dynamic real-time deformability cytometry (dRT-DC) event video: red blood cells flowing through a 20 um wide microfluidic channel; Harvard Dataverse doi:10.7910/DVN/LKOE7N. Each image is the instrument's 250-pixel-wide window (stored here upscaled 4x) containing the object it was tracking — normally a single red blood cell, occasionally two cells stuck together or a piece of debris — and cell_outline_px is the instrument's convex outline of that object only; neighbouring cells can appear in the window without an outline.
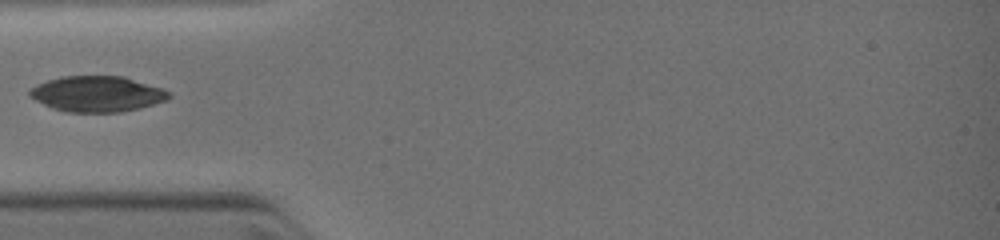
{"species": "common noctule bat (a hibernating species)", "species_latin": "Nyctalus noctula", "temperature_condition": "warm", "stored_images_in_passage": 3, "camera_frame_rate_fps": 3000, "um_per_image_px": 0.085, "animal": {"sex": "female", "body_mass_g": 19.0, "forearm_length_mm": 51.5}, "frame": {"image": 1, "passage_image": 1, "time_ms": 0.0, "image_size_px": [1000, 240], "cell_outline_px": [[172, 96], [168, 100], [120, 112], [68, 112], [44, 104], [28, 96], [28, 92], [36, 84], [48, 80], [64, 76], [124, 76], [172, 92]], "centroid_in_image_um": [8.26, 7.97], "position_along_channel_um": 76.7, "area_um2": 28.67}}
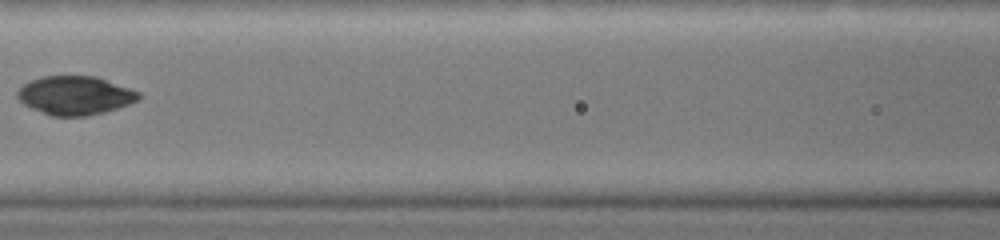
{"frame": {"image": 2, "passage_image": 3, "time_ms": 1.667, "image_size_px": [1000, 240], "cell_outline_px": [[140, 100], [104, 112], [88, 116], [52, 116], [32, 108], [24, 104], [16, 96], [16, 92], [24, 84], [40, 76], [96, 76], [140, 92]], "centroid_in_image_um": [6.38, 8.11], "position_along_channel_um": 160.2, "area_um2": 27.22}}